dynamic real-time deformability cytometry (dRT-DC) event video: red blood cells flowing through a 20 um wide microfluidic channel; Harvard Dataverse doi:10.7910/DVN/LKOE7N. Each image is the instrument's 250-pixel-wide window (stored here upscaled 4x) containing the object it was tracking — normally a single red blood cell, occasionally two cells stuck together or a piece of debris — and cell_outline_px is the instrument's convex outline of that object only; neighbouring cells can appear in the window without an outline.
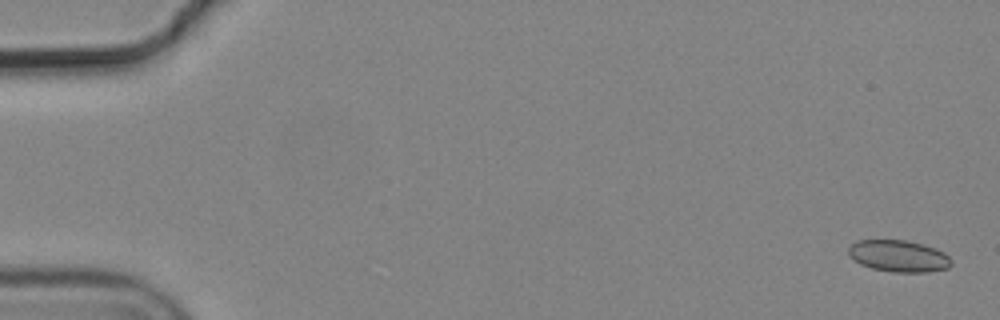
{"species": "common noctule bat (a hibernating species)", "species_latin": "Nyctalus noctula", "temperature_condition": "cold", "stored_images_in_passage": 10, "camera_frame_rate_fps": 3000, "um_per_image_px": 0.085, "animal": {"sex": "male", "body_mass_g": 19.2, "forearm_length_mm": 51.8}, "frame": {"image": 1, "passage_image": 1, "time_ms": 0.0, "image_size_px": [1000, 320], "cell_outline_px": [[952, 264], [948, 268], [928, 272], [892, 272], [872, 268], [860, 264], [848, 252], [848, 248], [856, 240], [908, 240], [924, 244], [936, 248], [944, 252], [952, 260]], "centroid_in_image_um": [76.43, 21.76], "position_along_channel_um": 8.6, "area_um2": 19.07}}
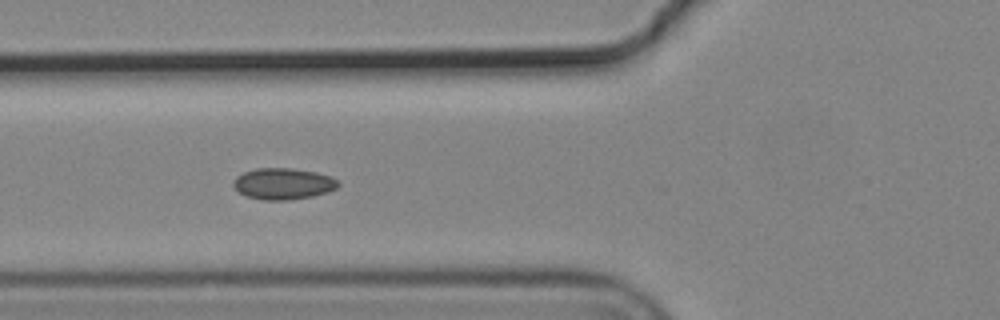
{"frame": {"image": 2, "passage_image": 6, "time_ms": 1.667, "image_size_px": [1000, 320], "cell_outline_px": [[340, 184], [336, 188], [328, 192], [312, 196], [288, 200], [264, 200], [248, 196], [240, 192], [232, 184], [236, 176], [244, 172], [256, 168], [292, 168], [316, 172], [332, 176]], "centroid_in_image_um": [24.09, 15.61], "position_along_channel_um": 101.7, "area_um2": 19.07}}
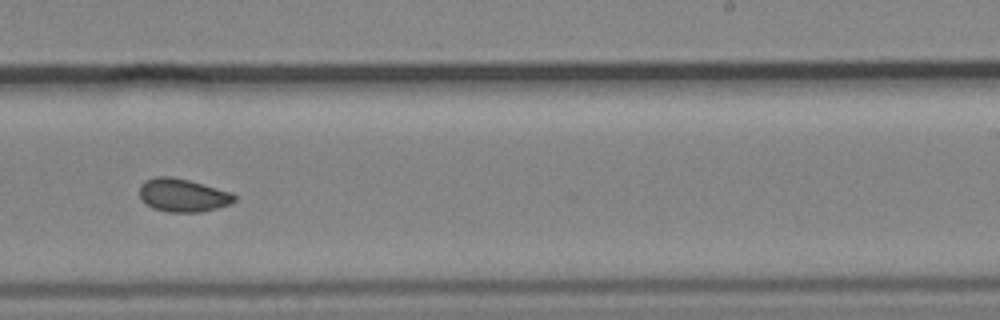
{"frame": {"image": 3, "passage_image": 10, "time_ms": 3.0, "image_size_px": [1000, 320], "cell_outline_px": [[236, 200], [228, 204], [216, 208], [200, 212], [168, 212], [152, 208], [140, 196], [140, 184], [144, 180], [156, 176], [172, 176], [188, 180], [232, 192], [236, 196]], "centroid_in_image_um": [15.53, 16.58], "position_along_channel_um": 273.5, "area_um2": 18.26}}